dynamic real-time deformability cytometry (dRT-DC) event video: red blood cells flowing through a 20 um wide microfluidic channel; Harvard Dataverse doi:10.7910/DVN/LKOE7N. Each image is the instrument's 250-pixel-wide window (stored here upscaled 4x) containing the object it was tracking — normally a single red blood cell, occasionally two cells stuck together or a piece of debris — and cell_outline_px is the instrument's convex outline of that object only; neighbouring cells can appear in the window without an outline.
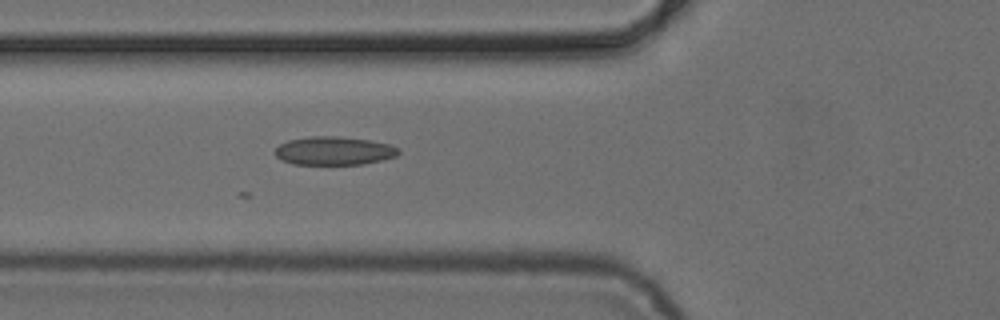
{"species": "common noctule bat (a hibernating species)", "species_latin": "Nyctalus noctula", "temperature_condition": "cold", "stored_images_in_passage": 6, "camera_frame_rate_fps": 3000, "um_per_image_px": 0.085, "animal": {"sex": "female", "body_mass_g": 24.6, "forearm_length_mm": 56.2}, "frame": {"image": 1, "passage_image": 6, "time_ms": 6.333, "image_size_px": [1000, 320], "cell_outline_px": [[400, 152], [396, 156], [364, 164], [292, 164], [280, 160], [276, 156], [276, 148], [280, 144], [288, 140], [312, 136], [340, 136], [368, 140], [392, 144], [400, 148]], "centroid_in_image_um": [28.41, 12.81], "position_along_channel_um": 97.4, "area_um2": 20.52}}